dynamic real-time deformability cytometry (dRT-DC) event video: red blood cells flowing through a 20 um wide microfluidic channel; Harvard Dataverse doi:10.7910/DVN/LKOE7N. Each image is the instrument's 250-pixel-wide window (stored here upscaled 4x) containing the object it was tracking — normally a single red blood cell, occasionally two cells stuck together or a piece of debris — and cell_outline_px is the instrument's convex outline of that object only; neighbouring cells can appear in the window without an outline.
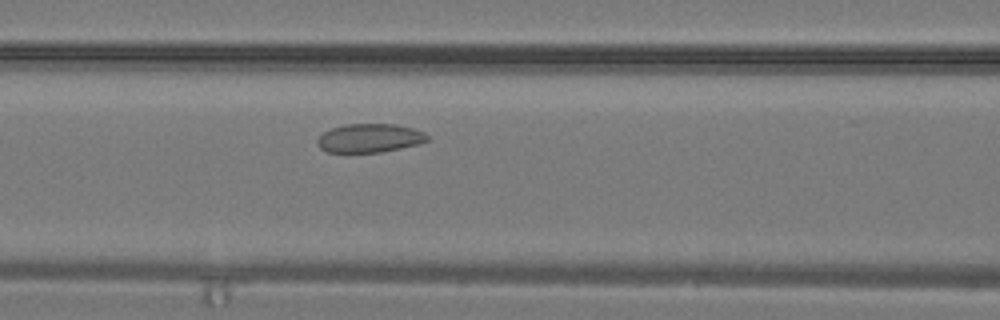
{"species": "common noctule bat (a hibernating species)", "species_latin": "Nyctalus noctula", "temperature_condition": "warm", "stored_images_in_passage": 20, "camera_frame_rate_fps": 3000, "um_per_image_px": 0.085, "animal": {"sex": "male", "body_mass_g": 19.2, "forearm_length_mm": 51.8}, "frame": {"image": 1, "passage_image": 4, "time_ms": 1.0, "image_size_px": [1000, 320], "cell_outline_px": [[428, 140], [420, 144], [380, 152], [328, 152], [320, 148], [316, 140], [324, 132], [332, 128], [344, 124], [396, 124], [412, 128], [424, 132], [428, 136]], "centroid_in_image_um": [31.43, 11.73], "position_along_channel_um": 135.2, "area_um2": 18.32}}
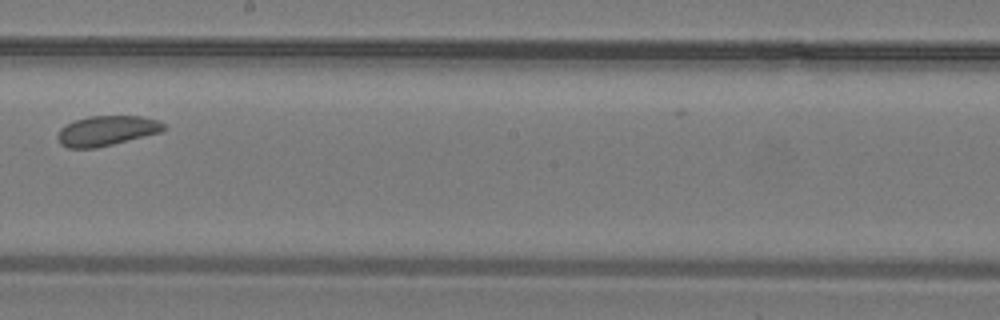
{"frame": {"image": 2, "passage_image": 9, "time_ms": 2.667, "image_size_px": [1000, 320], "cell_outline_px": [[168, 128], [160, 132], [96, 148], [68, 148], [60, 144], [56, 136], [60, 128], [76, 120], [88, 116], [140, 116], [156, 120], [164, 124]], "centroid_in_image_um": [9.04, 11.11], "position_along_channel_um": 239.2, "area_um2": 18.38}}
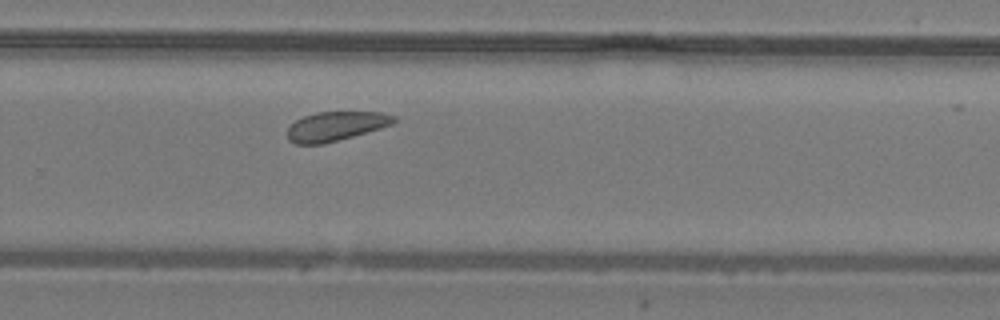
{"frame": {"image": 3, "passage_image": 12, "time_ms": 3.667, "image_size_px": [1000, 320], "cell_outline_px": [[396, 120], [392, 124], [380, 128], [324, 144], [296, 144], [288, 140], [288, 128], [296, 120], [304, 116], [316, 112], [380, 112], [396, 116]], "centroid_in_image_um": [28.53, 10.72], "position_along_channel_um": 301.3, "area_um2": 17.98}}